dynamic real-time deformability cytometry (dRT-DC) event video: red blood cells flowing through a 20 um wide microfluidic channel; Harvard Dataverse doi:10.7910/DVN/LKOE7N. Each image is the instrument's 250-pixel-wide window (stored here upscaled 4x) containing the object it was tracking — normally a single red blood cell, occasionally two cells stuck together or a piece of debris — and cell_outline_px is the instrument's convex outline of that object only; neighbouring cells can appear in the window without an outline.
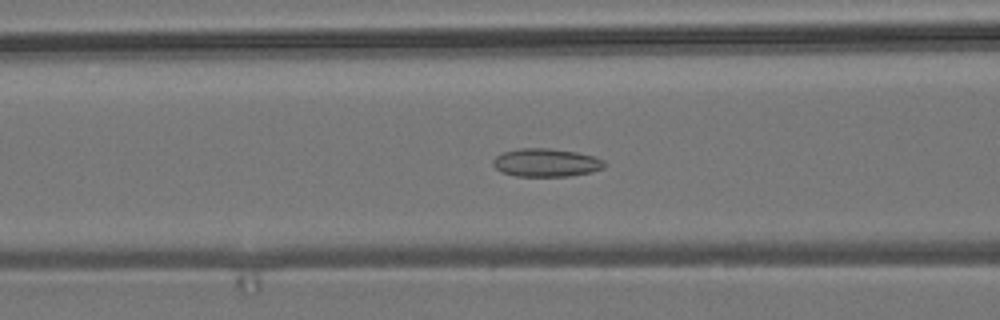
{"species": "common noctule bat (a hibernating species)", "species_latin": "Nyctalus noctula", "temperature_condition": "room temperature", "stored_images_in_passage": 55, "camera_frame_rate_fps": 3000, "um_per_image_px": 0.085, "animal": {"sex": "male", "body_mass_g": 19.2, "forearm_length_mm": 51.8}, "frame": {"image": 1, "passage_image": 22, "time_ms": 7.0, "image_size_px": [1000, 320], "cell_outline_px": [[608, 164], [604, 168], [592, 172], [568, 176], [516, 176], [500, 172], [492, 164], [492, 160], [496, 156], [504, 152], [520, 148], [548, 148], [576, 152], [592, 156], [604, 160]], "centroid_in_image_um": [46.43, 13.83], "position_along_channel_um": 120.2, "area_um2": 18.38}}
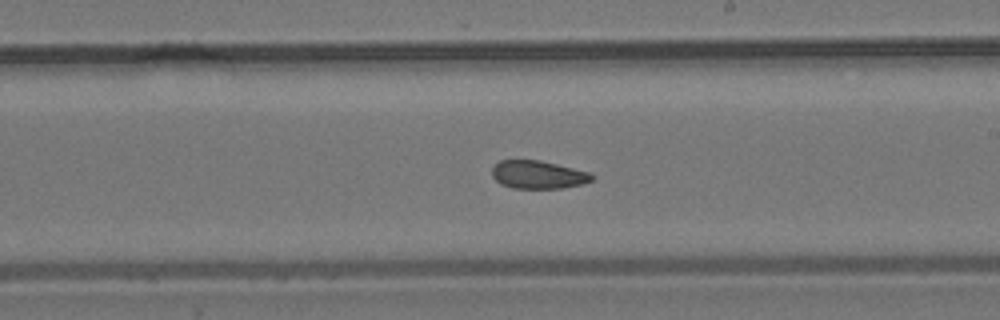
{"frame": {"image": 2, "passage_image": 32, "time_ms": 10.333, "image_size_px": [1000, 320], "cell_outline_px": [[596, 176], [592, 180], [580, 184], [560, 188], [512, 188], [500, 184], [492, 176], [492, 168], [500, 160], [540, 160], [588, 172]], "centroid_in_image_um": [45.71, 14.85], "position_along_channel_um": 243.3, "area_um2": 16.18}}
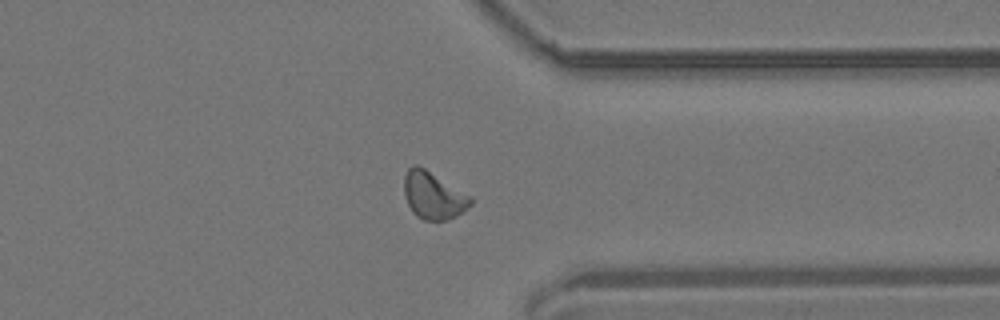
{"frame": {"image": 3, "passage_image": 43, "time_ms": 14.0, "image_size_px": [1000, 320], "cell_outline_px": [[472, 204], [456, 216], [448, 220], [424, 220], [416, 216], [412, 212], [404, 196], [404, 176], [408, 168], [412, 164], [416, 164], [424, 168], [472, 196]], "centroid_in_image_um": [36.82, 16.61], "position_along_channel_um": 374.6, "area_um2": 18.38}, "authors_computed_cell_mechanics": {"area_um2": 17.629, "velocity_mm_per_s": 3.6946, "shape_relaxation_time_tau1_ms": null, "shape_relaxation_time_tau2_ms": 2.1079, "deformation_change_tau1": null, "deformation_change_tau2": 0.074}}